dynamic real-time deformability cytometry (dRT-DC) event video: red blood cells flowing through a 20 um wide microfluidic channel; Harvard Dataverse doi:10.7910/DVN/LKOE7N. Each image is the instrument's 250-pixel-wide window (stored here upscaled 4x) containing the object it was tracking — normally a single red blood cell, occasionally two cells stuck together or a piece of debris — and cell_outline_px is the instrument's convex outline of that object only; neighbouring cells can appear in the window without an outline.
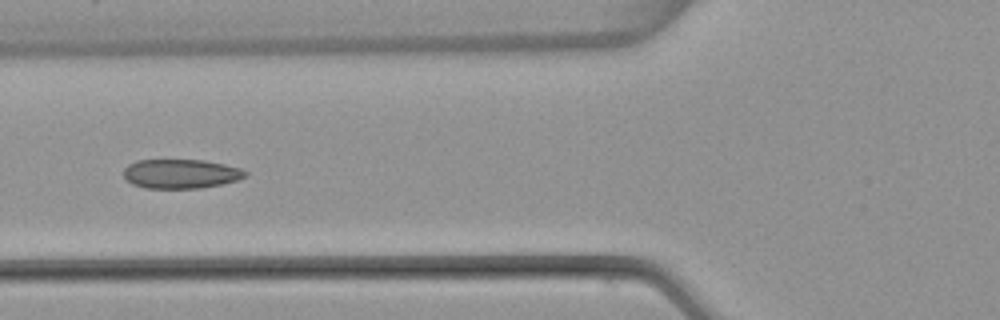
{"species": "common noctule bat (a hibernating species)", "species_latin": "Nyctalus noctula", "temperature_condition": "warm", "stored_images_in_passage": 6, "camera_frame_rate_fps": 3000, "um_per_image_px": 0.085, "animal": {"sex": "female", "body_mass_g": 22.7, "forearm_length_mm": 54.2}, "frame": {"image": 1, "passage_image": 6, "time_ms": 1.667, "image_size_px": [1000, 320], "cell_outline_px": [[248, 176], [236, 180], [220, 184], [200, 188], [144, 188], [132, 184], [124, 176], [124, 168], [128, 164], [136, 160], [204, 160], [224, 164], [240, 168], [248, 172]], "centroid_in_image_um": [15.36, 14.77], "position_along_channel_um": 110.4, "area_um2": 20.75}}